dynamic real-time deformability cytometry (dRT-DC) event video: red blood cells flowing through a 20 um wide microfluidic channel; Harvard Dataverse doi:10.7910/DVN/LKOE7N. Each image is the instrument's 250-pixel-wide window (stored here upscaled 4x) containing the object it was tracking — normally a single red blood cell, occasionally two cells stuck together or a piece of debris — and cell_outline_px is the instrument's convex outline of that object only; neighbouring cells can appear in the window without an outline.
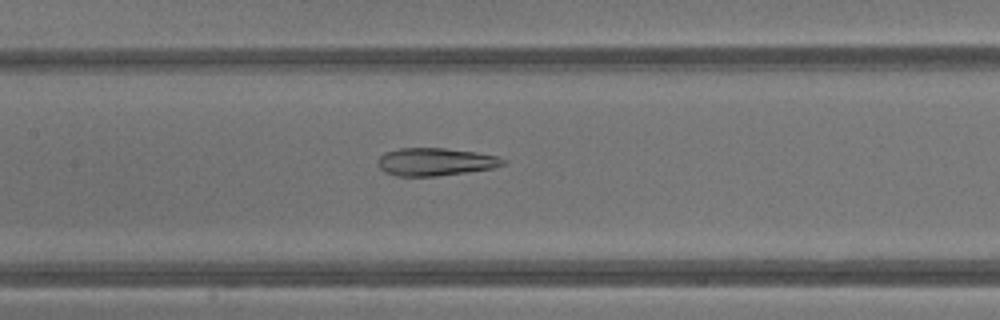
{"species": "common noctule bat (a hibernating species)", "species_latin": "Nyctalus noctula", "temperature_condition": "warm", "stored_images_in_passage": 39, "camera_frame_rate_fps": 3000, "um_per_image_px": 0.085, "animal": {"sex": "male", "body_mass_g": 13.3}, "frame": {"image": 1, "passage_image": 20, "time_ms": 6.333, "image_size_px": [1000, 320], "cell_outline_px": [[508, 160], [504, 164], [492, 168], [436, 176], [396, 176], [384, 172], [376, 164], [376, 160], [384, 152], [400, 148], [444, 148], [476, 152], [496, 156]], "centroid_in_image_um": [36.95, 13.75], "position_along_channel_um": 170.5, "area_um2": 20.29}}
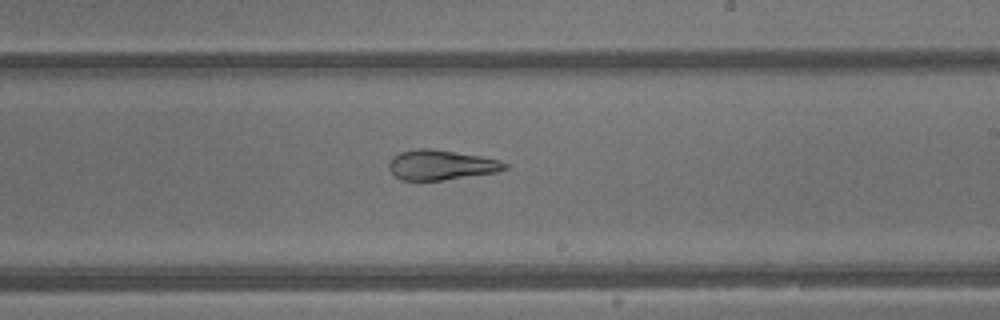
{"frame": {"image": 2, "passage_image": 25, "time_ms": 8.0, "image_size_px": [1000, 320], "cell_outline_px": [[508, 168], [496, 172], [444, 180], [400, 180], [388, 168], [388, 164], [392, 156], [400, 152], [416, 148], [432, 148], [480, 156], [500, 160], [508, 164]], "centroid_in_image_um": [37.47, 14.01], "position_along_channel_um": 251.5, "area_um2": 20.29}}
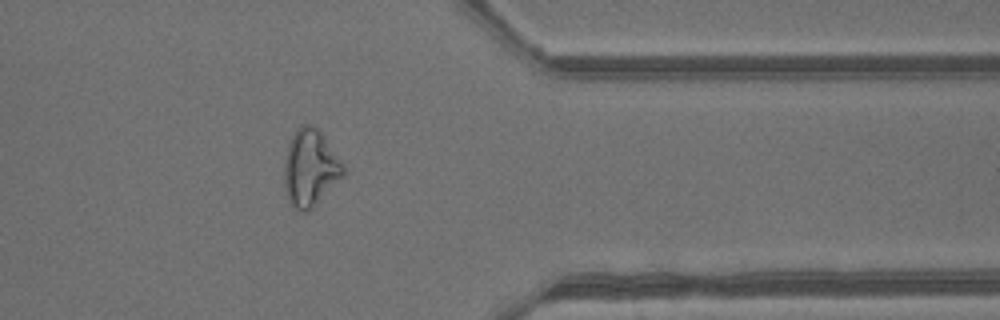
{"frame": {"image": 3, "passage_image": 34, "time_ms": 11.0, "image_size_px": [1000, 320], "cell_outline_px": [[344, 176], [312, 208], [304, 212], [296, 212], [288, 200], [284, 188], [284, 156], [288, 144], [296, 128], [304, 124], [308, 124], [316, 128], [324, 136], [344, 164]], "centroid_in_image_um": [26.35, 14.29], "position_along_channel_um": 385.1, "area_um2": 26.65}, "authors_computed_cell_mechanics": {"area_um2": 25.8944, "velocity_mm_per_s": 4.9016, "shape_relaxation_time_tau1_ms": null, "shape_relaxation_time_tau2_ms": 1.6902, "deformation_change_tau1": null, "deformation_change_tau2": 0.0741}}